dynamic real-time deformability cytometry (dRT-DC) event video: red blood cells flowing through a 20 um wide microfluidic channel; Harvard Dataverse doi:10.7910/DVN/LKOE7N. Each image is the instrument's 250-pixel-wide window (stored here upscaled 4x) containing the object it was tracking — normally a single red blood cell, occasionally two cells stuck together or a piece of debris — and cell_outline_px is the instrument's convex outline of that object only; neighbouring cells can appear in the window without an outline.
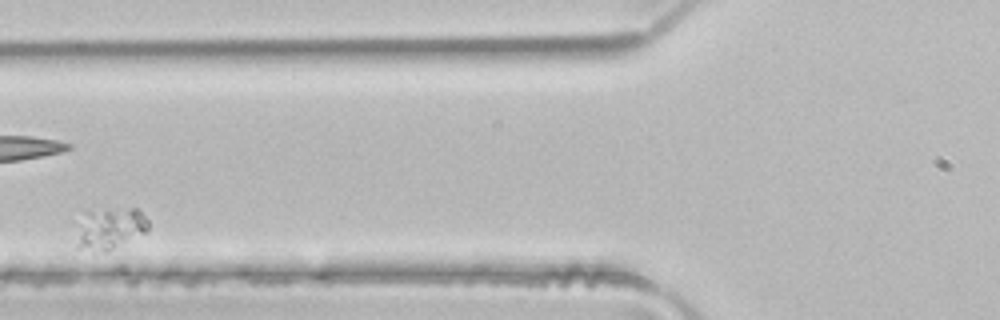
{"species": "common noctule bat (a hibernating species)", "species_latin": "Nyctalus noctula", "temperature_condition": "room temperature", "stored_images_in_passage": 5, "camera_frame_rate_fps": 3000, "um_per_image_px": 0.085, "animal": {"sex": "male", "body_mass_g": 21.5, "forearm_length_mm": 52.0}, "frame": {"image": 1, "passage_image": 5, "time_ms": 1.333, "image_size_px": [1000, 320], "cell_outline_px": [[148, 228], [144, 232], [108, 252], [92, 252], [76, 248], [76, 244], [84, 212], [132, 208], [136, 208], [148, 220]], "centroid_in_image_um": [9.34, 19.47], "position_along_channel_um": 116.5, "area_um2": 17.05}}